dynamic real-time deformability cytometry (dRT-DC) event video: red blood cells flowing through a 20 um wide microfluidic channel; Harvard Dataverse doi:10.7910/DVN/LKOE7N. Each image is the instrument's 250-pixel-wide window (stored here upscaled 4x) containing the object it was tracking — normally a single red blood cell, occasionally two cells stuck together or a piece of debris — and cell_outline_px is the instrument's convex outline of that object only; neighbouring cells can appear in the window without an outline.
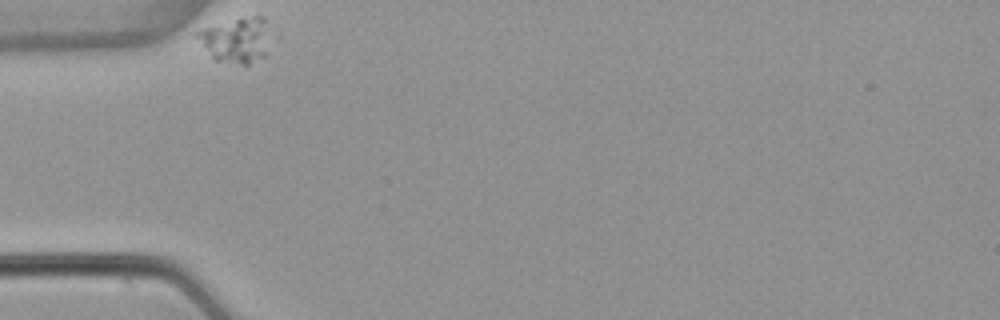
{"species": "common noctule bat (a hibernating species)", "species_latin": "Nyctalus noctula", "temperature_condition": "warm", "stored_images_in_passage": 35, "camera_frame_rate_fps": 3000, "um_per_image_px": 0.085, "animal": {"sex": "female", "body_mass_g": 22.7, "forearm_length_mm": 54.2}, "frame": {"image": 1, "passage_image": 1, "time_ms": 0.0, "image_size_px": [1000, 320], "cell_outline_px": [[268, 20], [264, 56], [248, 64], [240, 64], [212, 60], [196, 36], [196, 32], [200, 28], [252, 16], [264, 16]], "centroid_in_image_um": [20.02, 3.4], "position_along_channel_um": 65.0, "area_um2": 18.79}}
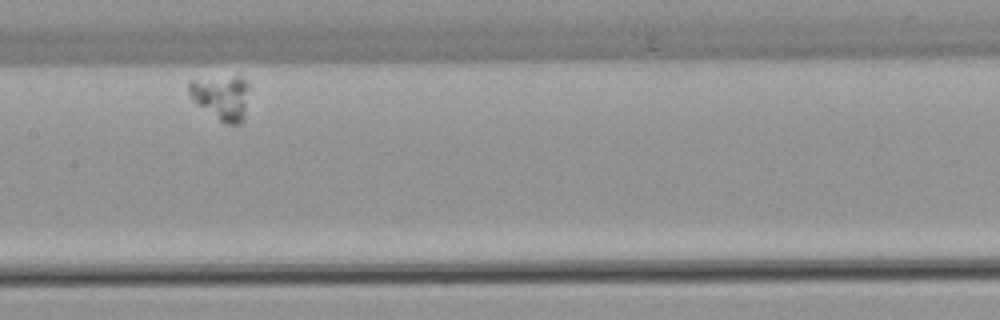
{"frame": {"image": 2, "passage_image": 15, "time_ms": 4.667, "image_size_px": [1000, 320], "cell_outline_px": [[248, 88], [244, 120], [240, 124], [224, 124], [196, 104], [188, 92], [188, 84], [192, 80], [232, 76], [240, 76], [248, 84]], "centroid_in_image_um": [18.82, 8.3], "position_along_channel_um": 188.6, "area_um2": 15.66}}
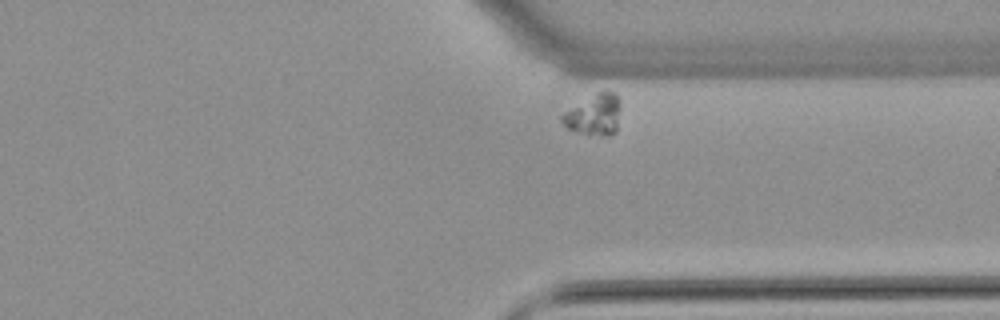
{"frame": {"image": 3, "passage_image": 32, "time_ms": 10.333, "image_size_px": [1000, 320], "cell_outline_px": [[620, 108], [616, 132], [612, 136], [588, 136], [576, 132], [568, 128], [560, 120], [560, 116], [564, 112], [596, 92], [608, 88], [620, 100]], "centroid_in_image_um": [50.52, 9.77], "position_along_channel_um": 360.9, "area_um2": 14.39}}